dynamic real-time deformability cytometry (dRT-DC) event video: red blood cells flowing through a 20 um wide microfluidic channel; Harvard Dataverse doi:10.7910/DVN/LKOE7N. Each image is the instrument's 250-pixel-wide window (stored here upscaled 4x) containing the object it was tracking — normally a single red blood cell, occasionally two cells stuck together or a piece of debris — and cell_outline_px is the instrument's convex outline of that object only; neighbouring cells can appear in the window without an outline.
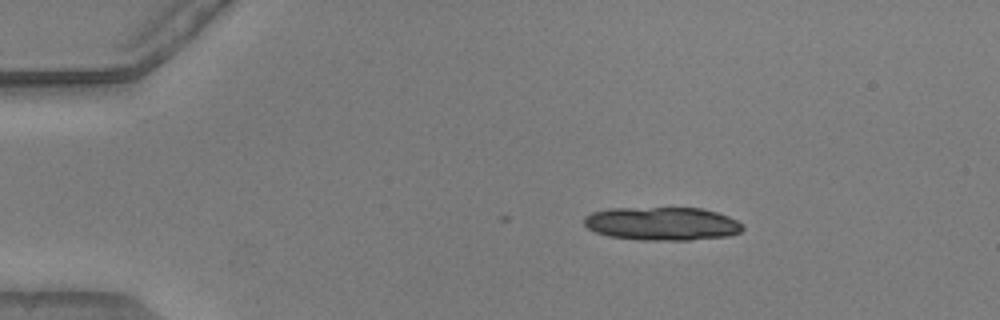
{"species": "common noctule bat (a hibernating species)", "species_latin": "Nyctalus noctula", "temperature_condition": "warm", "stored_images_in_passage": 2, "camera_frame_rate_fps": 3000, "um_per_image_px": 0.085, "animal": {"sex": "male", "body_mass_g": 20.5, "forearm_length_mm": 52.5}, "frame": {"image": 1, "passage_image": 2, "time_ms": 0.333, "image_size_px": [1000, 320], "cell_outline_px": [[744, 228], [740, 232], [728, 236], [688, 240], [640, 240], [608, 236], [596, 232], [588, 228], [584, 224], [584, 216], [592, 212], [612, 208], [700, 208], [716, 212], [728, 216], [744, 224]], "centroid_in_image_um": [56.28, 19.01], "position_along_channel_um": 28.7, "area_um2": 30.87}}